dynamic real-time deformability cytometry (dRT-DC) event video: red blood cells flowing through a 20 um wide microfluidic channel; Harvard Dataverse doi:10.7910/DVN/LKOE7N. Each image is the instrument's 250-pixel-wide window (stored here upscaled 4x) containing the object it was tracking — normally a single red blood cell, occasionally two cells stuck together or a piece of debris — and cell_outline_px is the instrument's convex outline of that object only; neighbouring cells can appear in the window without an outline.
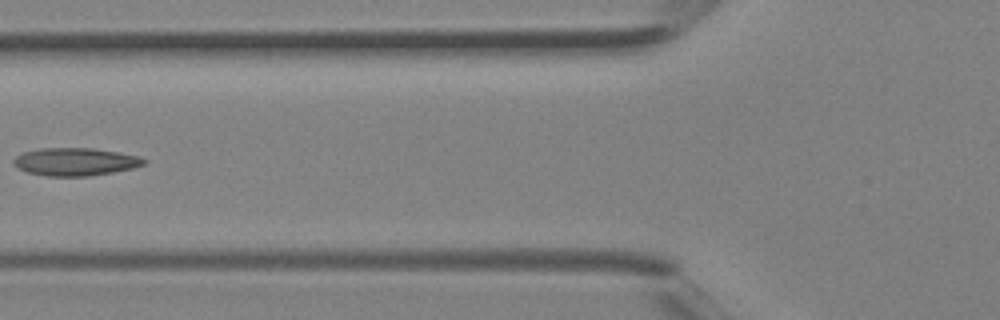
{"species": "Egyptian fruit bat (a non-hibernating species)", "species_latin": "Rousettus aegyptiacus", "temperature_condition": "room temperature", "stored_images_in_passage": 5, "camera_frame_rate_fps": 3000, "um_per_image_px": 0.085, "animal": {"sex": "female"}, "frame": {"image": 1, "passage_image": 5, "time_ms": 1.333, "image_size_px": [1000, 320], "cell_outline_px": [[148, 160], [144, 164], [132, 168], [112, 172], [88, 176], [48, 176], [28, 172], [16, 168], [12, 164], [12, 160], [16, 156], [24, 152], [40, 148], [92, 148], [140, 156]], "centroid_in_image_um": [6.37, 13.75], "position_along_channel_um": 119.4, "area_um2": 21.1}}